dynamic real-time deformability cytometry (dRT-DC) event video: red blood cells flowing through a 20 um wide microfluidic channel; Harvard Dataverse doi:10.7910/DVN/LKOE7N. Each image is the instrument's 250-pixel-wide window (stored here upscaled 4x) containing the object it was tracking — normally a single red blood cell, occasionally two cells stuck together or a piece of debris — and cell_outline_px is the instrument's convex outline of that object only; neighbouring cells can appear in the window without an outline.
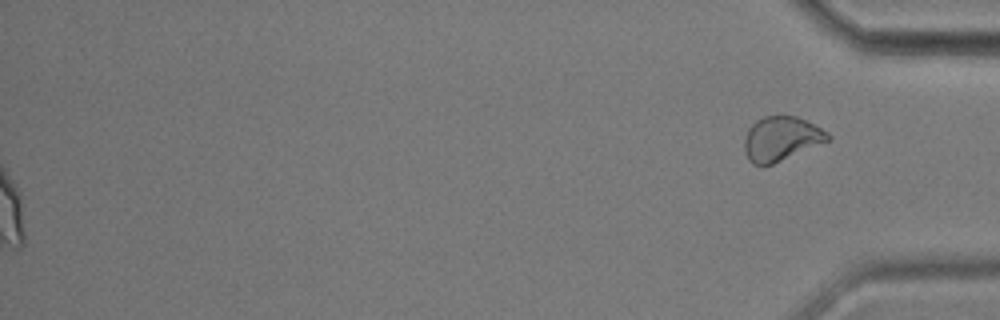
{"species": "common noctule bat (a hibernating species)", "species_latin": "Nyctalus noctula", "temperature_condition": "cold", "stored_images_in_passage": 57, "segment_of_instrument_passage": [2, 2], "camera_frame_rate_fps": 3000, "um_per_image_px": 0.085, "animal": {"sex": "male", "body_mass_g": 17.9, "forearm_length_mm": 54.2}, "frame": {"image": 1, "passage_image": 57, "time_ms": 18.667, "image_size_px": [1000, 320], "cell_outline_px": [[832, 140], [772, 164], [752, 164], [748, 160], [744, 148], [744, 140], [748, 128], [756, 120], [764, 116], [780, 112], [784, 112], [796, 116], [828, 132], [832, 136]], "centroid_in_image_um": [66.41, 11.74], "position_along_channel_um": 368.8, "area_um2": 22.02}}